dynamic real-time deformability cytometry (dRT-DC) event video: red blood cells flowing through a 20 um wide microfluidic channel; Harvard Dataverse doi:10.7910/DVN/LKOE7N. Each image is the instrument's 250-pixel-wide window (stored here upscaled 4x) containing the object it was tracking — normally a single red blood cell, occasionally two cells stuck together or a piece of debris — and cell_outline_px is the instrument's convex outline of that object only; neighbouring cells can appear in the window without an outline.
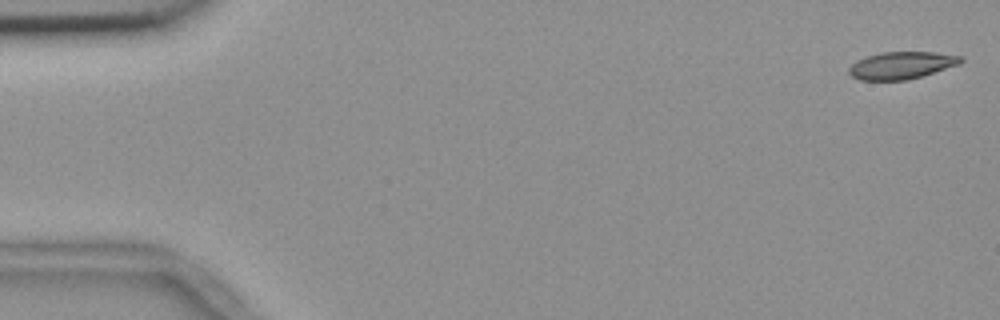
{"species": "common noctule bat (a hibernating species)", "species_latin": "Nyctalus noctula", "temperature_condition": "room temperature", "stored_images_in_passage": 55, "camera_frame_rate_fps": 3000, "um_per_image_px": 0.085, "animal": {"sex": "female", "body_mass_g": 18.4}, "frame": {"image": 1, "passage_image": 1, "time_ms": 0.0, "image_size_px": [1000, 320], "cell_outline_px": [[964, 60], [960, 64], [908, 80], [860, 80], [852, 76], [848, 72], [848, 68], [856, 60], [880, 52], [936, 52], [960, 56]], "centroid_in_image_um": [76.61, 5.55], "position_along_channel_um": 8.4, "area_um2": 17.74}}
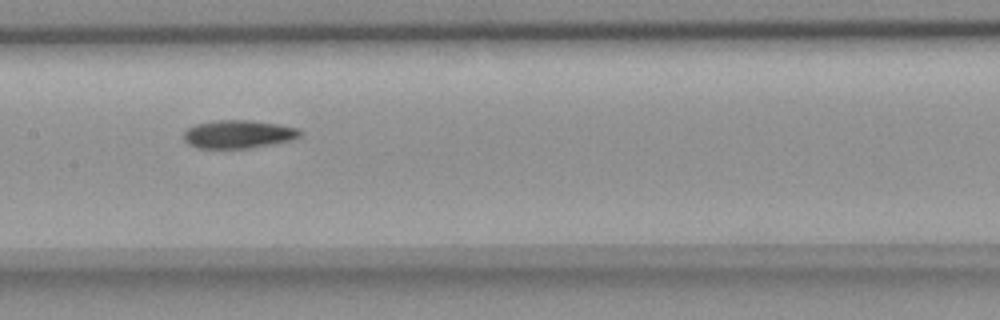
{"frame": {"image": 2, "passage_image": 27, "time_ms": 8.667, "image_size_px": [1000, 320], "cell_outline_px": [[304, 132], [300, 136], [292, 140], [272, 144], [248, 148], [196, 148], [188, 144], [184, 140], [184, 132], [188, 128], [196, 124], [216, 120], [252, 120], [280, 124], [300, 128]], "centroid_in_image_um": [20.3, 11.4], "position_along_channel_um": 187.1, "area_um2": 19.31}}
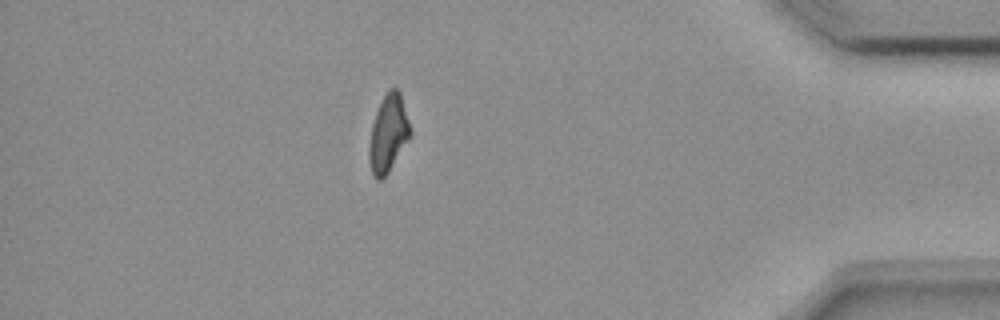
{"frame": {"image": 3, "passage_image": 48, "time_ms": 15.667, "image_size_px": [1000, 320], "cell_outline_px": [[412, 132], [408, 140], [388, 172], [380, 180], [376, 180], [372, 176], [368, 160], [368, 148], [372, 124], [376, 112], [388, 88], [396, 88], [400, 92]], "centroid_in_image_um": [32.98, 11.37], "position_along_channel_um": 402.2, "area_um2": 18.44}, "authors_computed_cell_mechanics": {"area_um2": 18.9584, "velocity_mm_per_s": 3.6789, "shape_relaxation_time_tau1_ms": null, "shape_relaxation_time_tau2_ms": 9.9027, "deformation_change_tau1": null, "deformation_change_tau2": 0.1899}}